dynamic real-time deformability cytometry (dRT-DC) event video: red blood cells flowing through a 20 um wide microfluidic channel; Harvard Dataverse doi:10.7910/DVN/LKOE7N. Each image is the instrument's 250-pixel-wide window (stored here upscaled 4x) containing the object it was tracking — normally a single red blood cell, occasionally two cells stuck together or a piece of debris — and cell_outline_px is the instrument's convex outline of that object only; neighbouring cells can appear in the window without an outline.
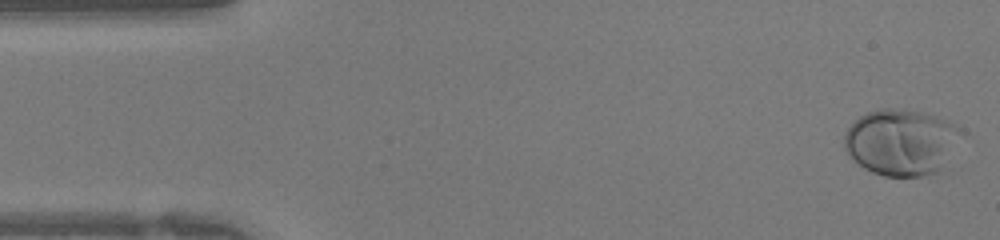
{"species": "human", "species_latin": "Homo sapiens", "temperature_condition": "warm", "stored_images_in_passage": 41, "camera_frame_rate_fps": 3000, "um_per_image_px": 0.085, "donor": {"sex": "female"}, "frame": {"image": 1, "passage_image": 1, "time_ms": 0.0, "image_size_px": [1000, 240], "cell_outline_px": [[960, 128], [940, 168], [936, 172], [920, 176], [884, 176], [872, 172], [864, 168], [852, 160], [844, 148], [844, 136], [848, 128], [860, 116], [868, 112], [880, 108], [888, 108], [920, 112], [936, 116], [948, 120]], "centroid_in_image_um": [76.48, 12.08], "position_along_channel_um": 8.5, "area_um2": 43.87}}
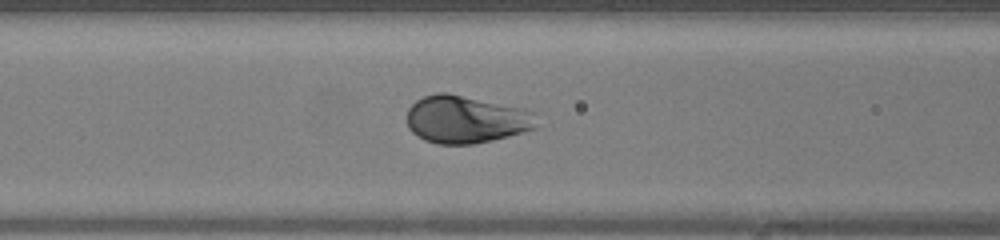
{"frame": {"image": 2, "passage_image": 16, "time_ms": 5.0, "image_size_px": [1000, 240], "cell_outline_px": [[536, 128], [508, 136], [492, 140], [472, 144], [436, 144], [424, 140], [412, 132], [408, 128], [408, 108], [416, 100], [424, 96], [436, 92], [448, 92], [524, 108], [532, 112]], "centroid_in_image_um": [39.56, 10.14], "position_along_channel_um": 127.0, "area_um2": 35.95}}
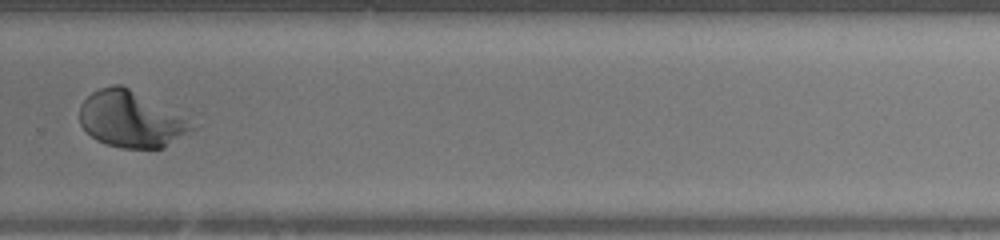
{"frame": {"image": 3, "passage_image": 28, "time_ms": 9.0, "image_size_px": [1000, 240], "cell_outline_px": [[196, 128], [164, 148], [120, 148], [96, 140], [80, 124], [80, 104], [92, 92], [100, 88], [112, 84], [120, 84], [128, 88], [192, 124]], "centroid_in_image_um": [11.05, 10.17], "position_along_channel_um": 318.8, "area_um2": 35.55}}